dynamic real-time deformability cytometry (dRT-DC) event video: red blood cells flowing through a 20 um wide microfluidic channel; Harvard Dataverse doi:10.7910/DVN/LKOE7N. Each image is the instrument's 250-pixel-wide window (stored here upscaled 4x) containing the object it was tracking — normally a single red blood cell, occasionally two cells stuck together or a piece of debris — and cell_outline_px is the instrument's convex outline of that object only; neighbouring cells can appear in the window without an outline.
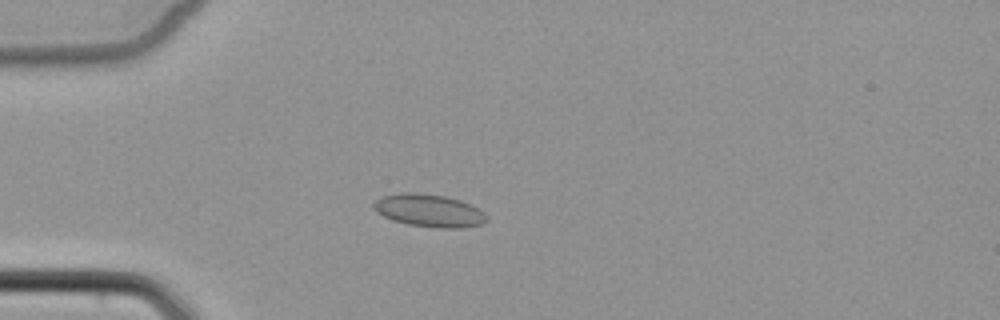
{"species": "common noctule bat (a hibernating species)", "species_latin": "Nyctalus noctula", "temperature_condition": "cold", "stored_images_in_passage": 6, "camera_frame_rate_fps": 3000, "um_per_image_px": 0.085, "animal": {"sex": "female", "body_mass_g": 22.7, "forearm_length_mm": 54.2}, "frame": {"image": 1, "passage_image": 4, "time_ms": 3.667, "image_size_px": [1000, 320], "cell_outline_px": [[488, 220], [484, 224], [464, 228], [436, 228], [408, 224], [392, 220], [376, 212], [372, 208], [372, 204], [380, 196], [404, 192], [416, 192], [444, 196], [460, 200], [484, 212], [488, 216]], "centroid_in_image_um": [36.46, 17.9], "position_along_channel_um": 48.5, "area_um2": 21.73}}
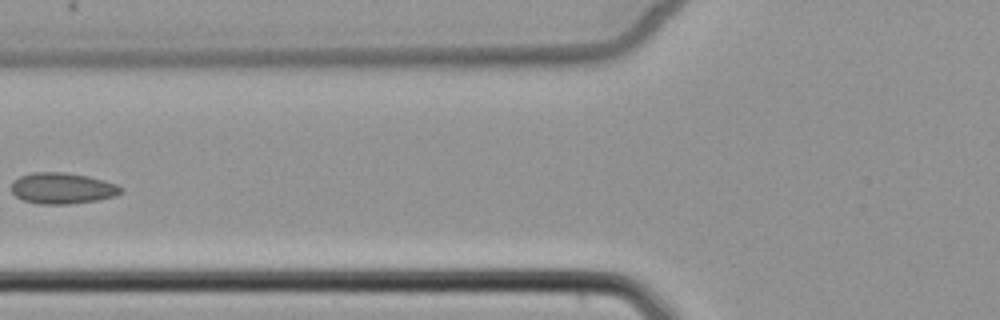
{"frame": {"image": 2, "passage_image": 6, "time_ms": 6.0, "image_size_px": [1000, 320], "cell_outline_px": [[124, 192], [116, 196], [96, 200], [68, 204], [40, 204], [24, 200], [16, 196], [12, 192], [12, 180], [20, 176], [32, 172], [64, 172], [88, 176], [104, 180], [116, 184], [124, 188]], "centroid_in_image_um": [5.32, 15.99], "position_along_channel_um": 120.5, "area_um2": 19.94}}